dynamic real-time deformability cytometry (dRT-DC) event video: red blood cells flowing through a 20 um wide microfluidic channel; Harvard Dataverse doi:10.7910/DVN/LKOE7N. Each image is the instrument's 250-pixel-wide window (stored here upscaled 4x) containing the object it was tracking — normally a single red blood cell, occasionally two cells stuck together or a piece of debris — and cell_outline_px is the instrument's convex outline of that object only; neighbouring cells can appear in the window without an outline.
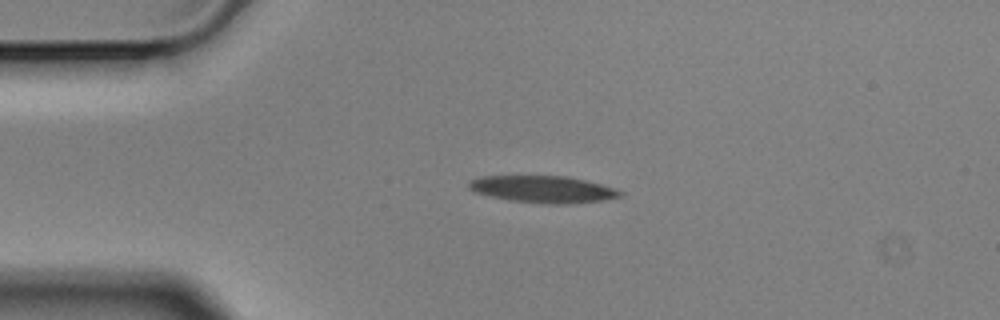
{"species": "Egyptian fruit bat (a non-hibernating species)", "species_latin": "Rousettus aegyptiacus", "temperature_condition": "cold", "stored_images_in_passage": 45, "camera_frame_rate_fps": 3000, "um_per_image_px": 0.085, "animal": {"sex": "male"}, "frame": {"image": 1, "passage_image": 1, "time_ms": 0.0, "image_size_px": [1000, 320], "cell_outline_px": [[624, 196], [604, 200], [568, 204], [552, 204], [512, 200], [492, 196], [476, 192], [468, 188], [468, 180], [480, 176], [568, 176], [616, 188], [624, 192]], "centroid_in_image_um": [46.19, 16.08], "position_along_channel_um": 38.8, "area_um2": 23.7}}
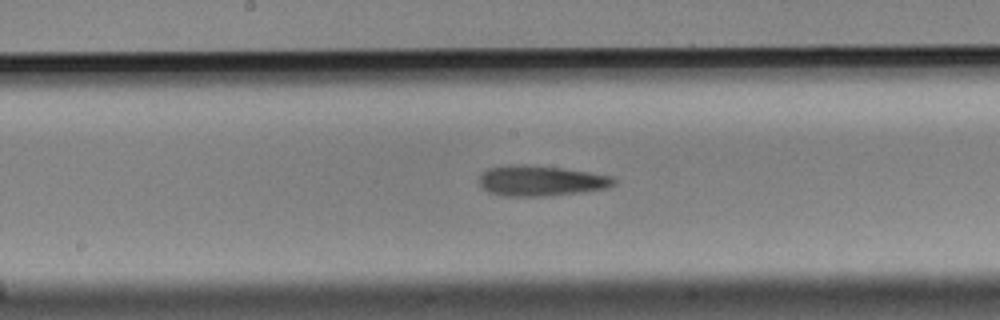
{"frame": {"image": 2, "passage_image": 17, "time_ms": 5.333, "image_size_px": [1000, 320], "cell_outline_px": [[616, 184], [608, 188], [580, 192], [548, 196], [500, 196], [488, 192], [480, 184], [480, 176], [488, 168], [508, 164], [528, 164], [564, 168], [612, 176], [616, 180]], "centroid_in_image_um": [45.98, 15.36], "position_along_channel_um": 202.2, "area_um2": 24.1}}
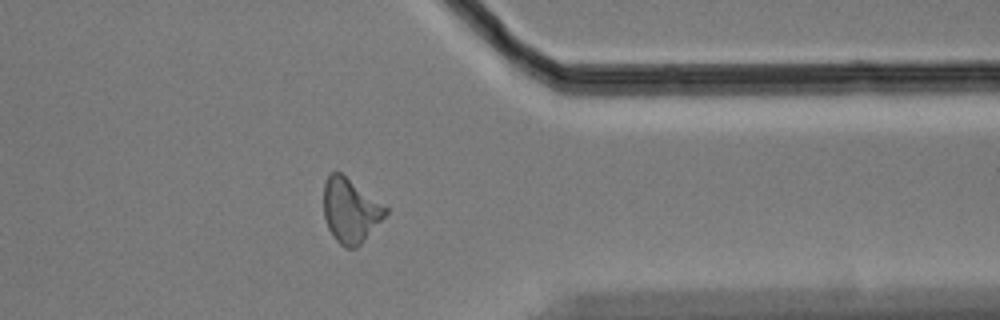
{"frame": {"image": 3, "passage_image": 33, "time_ms": 10.667, "image_size_px": [1000, 320], "cell_outline_px": [[388, 212], [364, 240], [356, 248], [344, 248], [336, 240], [328, 228], [324, 216], [324, 184], [328, 176], [332, 172], [340, 172], [388, 208]], "centroid_in_image_um": [29.77, 17.91], "position_along_channel_um": 381.6, "area_um2": 22.77}, "authors_computed_cell_mechanics": {"area_um2": 23.2934, "velocity_mm_per_s": 3.5562, "shape_relaxation_time_tau1_ms": null, "shape_relaxation_time_tau2_ms": 9.5928, "deformation_change_tau1": null, "deformation_change_tau2": 0.2461}}